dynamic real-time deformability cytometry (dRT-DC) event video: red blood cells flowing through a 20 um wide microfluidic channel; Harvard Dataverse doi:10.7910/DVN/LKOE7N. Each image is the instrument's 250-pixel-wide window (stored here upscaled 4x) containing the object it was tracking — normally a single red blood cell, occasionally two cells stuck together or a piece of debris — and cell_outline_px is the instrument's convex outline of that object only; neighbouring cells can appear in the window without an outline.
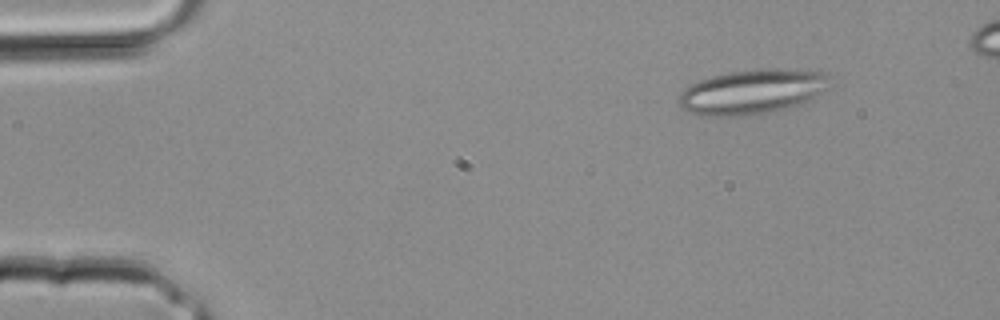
{"species": "common noctule bat (a hibernating species)", "species_latin": "Nyctalus noctula", "temperature_condition": "room temperature", "stored_images_in_passage": 4, "camera_frame_rate_fps": 3000, "um_per_image_px": 0.085, "animal": {"sex": "male", "body_mass_g": 20.4}, "frame": {"image": 1, "passage_image": 2, "time_ms": 0.333, "image_size_px": [1000, 320], "cell_outline_px": [[836, 84], [832, 88], [812, 100], [788, 108], [748, 116], [700, 116], [680, 108], [680, 92], [688, 84], [712, 76], [728, 72], [764, 68], [780, 68], [828, 72], [836, 76]], "centroid_in_image_um": [64.1, 7.78], "position_along_channel_um": 20.9, "area_um2": 40.75}}